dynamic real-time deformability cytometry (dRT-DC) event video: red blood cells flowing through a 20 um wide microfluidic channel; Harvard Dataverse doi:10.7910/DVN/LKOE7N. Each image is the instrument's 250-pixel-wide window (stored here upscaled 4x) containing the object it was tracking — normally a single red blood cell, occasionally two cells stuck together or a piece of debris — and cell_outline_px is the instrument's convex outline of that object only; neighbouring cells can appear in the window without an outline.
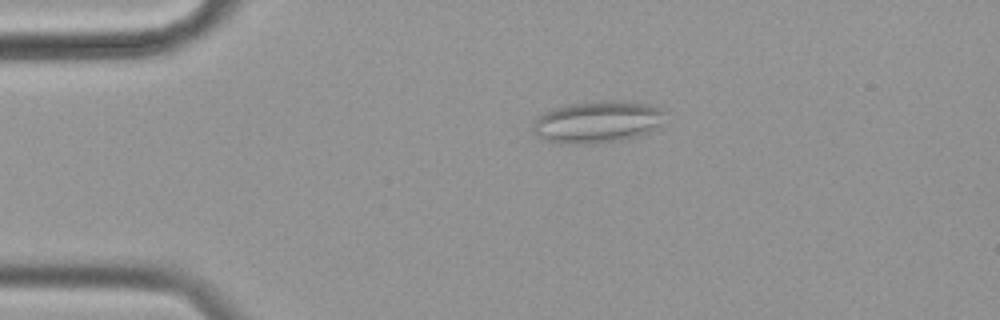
{"species": "common noctule bat (a hibernating species)", "species_latin": "Nyctalus noctula", "temperature_condition": "cold", "stored_images_in_passage": 54, "camera_frame_rate_fps": 3000, "um_per_image_px": 0.085, "animal": {"sex": "female", "body_mass_g": 19.9}, "frame": {"image": 1, "passage_image": 9, "time_ms": 2.667, "image_size_px": [1000, 320], "cell_outline_px": [[664, 112], [660, 128], [636, 136], [620, 140], [584, 144], [552, 144], [536, 136], [532, 132], [532, 124], [536, 116], [544, 112], [564, 104], [604, 100], [612, 100], [648, 104], [660, 108]], "centroid_in_image_um": [50.69, 10.37], "position_along_channel_um": 34.3, "area_um2": 32.77}}
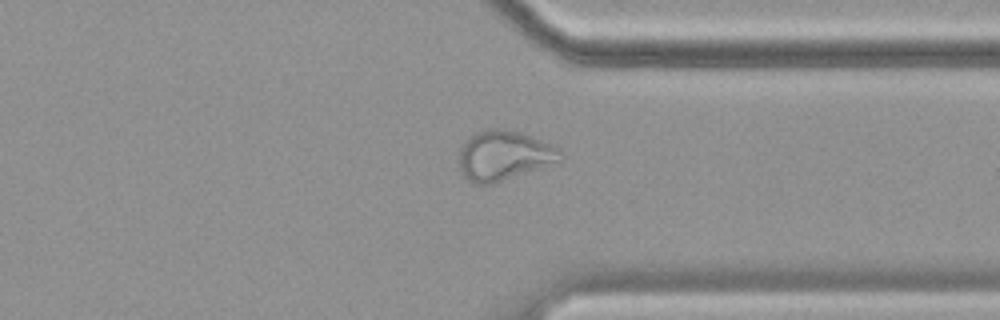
{"frame": {"image": 2, "passage_image": 41, "time_ms": 13.333, "image_size_px": [1000, 320], "cell_outline_px": [[564, 160], [492, 184], [476, 184], [468, 180], [460, 172], [460, 148], [472, 136], [480, 132], [492, 128], [504, 128], [520, 132], [532, 136], [552, 144], [560, 148], [564, 156]], "centroid_in_image_um": [42.89, 13.22], "position_along_channel_um": 368.5, "area_um2": 29.3}}
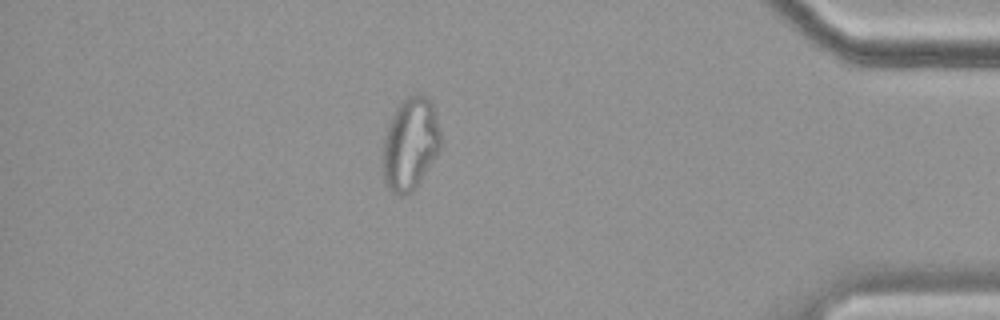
{"frame": {"image": 3, "passage_image": 47, "time_ms": 15.333, "image_size_px": [1000, 320], "cell_outline_px": [[440, 152], [412, 192], [404, 196], [400, 196], [392, 192], [388, 188], [384, 180], [384, 140], [388, 124], [396, 108], [408, 96], [416, 92], [420, 92], [428, 96], [432, 104], [440, 132]], "centroid_in_image_um": [34.89, 12.22], "position_along_channel_um": 400.3, "area_um2": 31.1}, "authors_computed_cell_mechanics": {"area_um2": 29.3913, "velocity_mm_per_s": 3.5083, "shape_relaxation_time_tau1_ms": null, "shape_relaxation_time_tau2_ms": 1.8094, "deformation_change_tau1": null, "deformation_change_tau2": 0.1007}}